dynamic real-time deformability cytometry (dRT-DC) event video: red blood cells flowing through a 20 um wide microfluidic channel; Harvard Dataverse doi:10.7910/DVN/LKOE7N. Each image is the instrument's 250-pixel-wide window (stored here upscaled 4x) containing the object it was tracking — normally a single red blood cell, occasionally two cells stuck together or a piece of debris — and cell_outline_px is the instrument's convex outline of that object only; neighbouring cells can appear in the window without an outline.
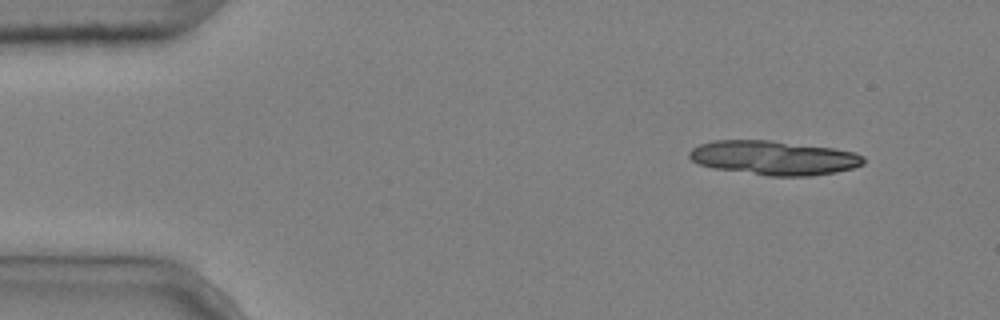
{"species": "common noctule bat (a hibernating species)", "species_latin": "Nyctalus noctula", "temperature_condition": "cold", "stored_images_in_passage": 4, "camera_frame_rate_fps": 3000, "um_per_image_px": 0.085, "animal": {"sex": "male", "body_mass_g": 20.4}, "frame": {"image": 1, "passage_image": 1, "time_ms": 0.0, "image_size_px": [1000, 320], "cell_outline_px": [[864, 164], [852, 168], [836, 172], [812, 176], [768, 176], [716, 168], [700, 164], [692, 160], [688, 156], [688, 152], [692, 148], [700, 144], [716, 140], [772, 140], [832, 148], [852, 152], [864, 156]], "centroid_in_image_um": [65.78, 13.41], "position_along_channel_um": 19.2, "area_um2": 34.62}}